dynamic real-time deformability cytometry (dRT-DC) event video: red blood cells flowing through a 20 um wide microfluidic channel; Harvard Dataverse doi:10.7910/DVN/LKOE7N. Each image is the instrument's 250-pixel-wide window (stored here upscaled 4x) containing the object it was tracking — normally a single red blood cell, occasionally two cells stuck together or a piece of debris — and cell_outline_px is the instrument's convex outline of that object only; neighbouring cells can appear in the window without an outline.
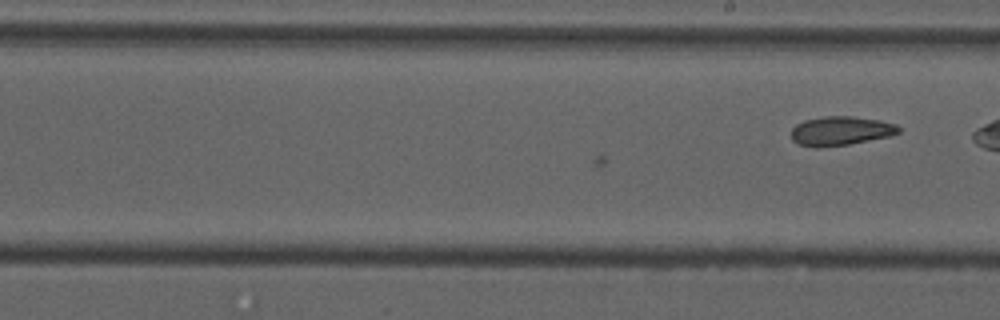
{"species": "common noctule bat (a hibernating species)", "species_latin": "Nyctalus noctula", "temperature_condition": "cold", "stored_images_in_passage": 18, "camera_frame_rate_fps": 3000, "um_per_image_px": 0.085, "animal": {"sex": "male", "forearm_length_mm": 52.5}, "frame": {"image": 1, "passage_image": 18, "time_ms": 5.667, "image_size_px": [1000, 320], "cell_outline_px": [[900, 132], [888, 136], [848, 144], [796, 144], [792, 140], [792, 128], [796, 124], [804, 120], [824, 116], [852, 116], [880, 120], [896, 124], [900, 128]], "centroid_in_image_um": [71.49, 11.07], "position_along_channel_um": 217.5, "area_um2": 17.46}}